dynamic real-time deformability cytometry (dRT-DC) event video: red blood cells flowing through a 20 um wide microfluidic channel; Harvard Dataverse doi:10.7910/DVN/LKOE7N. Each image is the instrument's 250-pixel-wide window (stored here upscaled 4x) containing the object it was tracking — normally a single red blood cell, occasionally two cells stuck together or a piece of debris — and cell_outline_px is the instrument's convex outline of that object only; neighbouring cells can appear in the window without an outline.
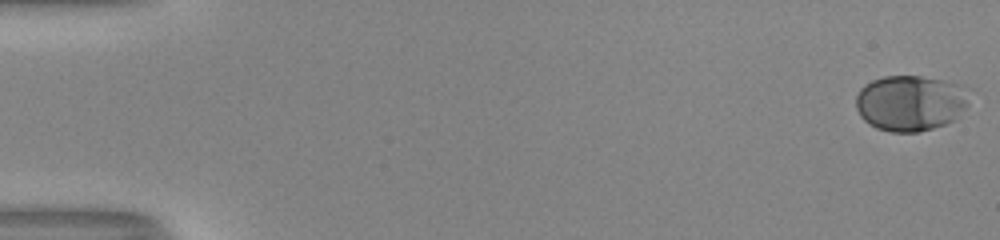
{"species": "human", "species_latin": "Homo sapiens", "temperature_condition": "room temperature", "stored_images_in_passage": 54, "camera_frame_rate_fps": 3000, "um_per_image_px": 0.085, "donor": {"sex": "male"}, "frame": {"image": 1, "passage_image": 1, "time_ms": 0.0, "image_size_px": [1000, 240], "cell_outline_px": [[968, 104], [952, 120], [944, 124], [932, 128], [916, 132], [888, 132], [876, 128], [868, 124], [860, 116], [856, 108], [856, 96], [860, 88], [864, 84], [872, 80], [884, 76], [920, 76], [960, 84]], "centroid_in_image_um": [77.28, 8.76], "position_along_channel_um": 7.7, "area_um2": 36.41}}
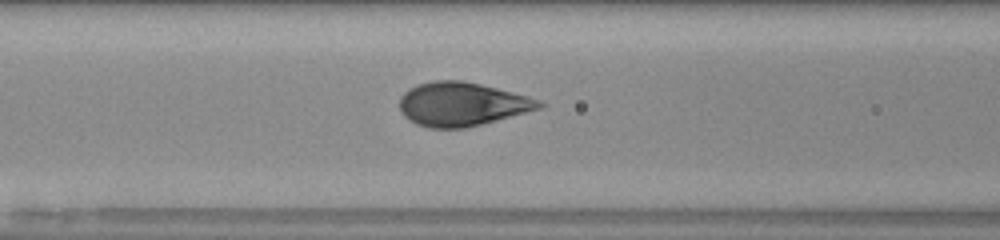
{"frame": {"image": 2, "passage_image": 24, "time_ms": 7.667, "image_size_px": [1000, 240], "cell_outline_px": [[544, 104], [540, 108], [496, 120], [464, 128], [428, 128], [416, 124], [408, 120], [400, 112], [400, 96], [408, 88], [416, 84], [436, 80], [464, 80], [528, 96], [540, 100]], "centroid_in_image_um": [39.2, 8.84], "position_along_channel_um": 127.4, "area_um2": 35.49}}
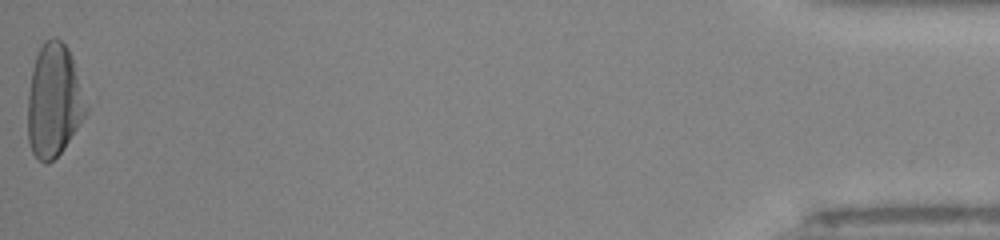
{"frame": {"image": 3, "passage_image": 54, "time_ms": 17.667, "image_size_px": [1000, 240], "cell_outline_px": [[88, 112], [64, 148], [52, 160], [44, 164], [32, 152], [28, 140], [28, 96], [32, 68], [36, 56], [44, 40], [60, 40], [68, 48], [72, 56], [88, 108]], "centroid_in_image_um": [4.58, 8.57], "position_along_channel_um": 430.6, "area_um2": 38.09}, "authors_computed_cell_mechanics": {"area_um2": 35.6337, "velocity_mm_per_s": 4.0004, "shape_relaxation_time_tau1_ms": 3.7253, "shape_relaxation_time_tau2_ms": null, "deformation_change_tau1": 0.1995, "deformation_change_tau2": null}}